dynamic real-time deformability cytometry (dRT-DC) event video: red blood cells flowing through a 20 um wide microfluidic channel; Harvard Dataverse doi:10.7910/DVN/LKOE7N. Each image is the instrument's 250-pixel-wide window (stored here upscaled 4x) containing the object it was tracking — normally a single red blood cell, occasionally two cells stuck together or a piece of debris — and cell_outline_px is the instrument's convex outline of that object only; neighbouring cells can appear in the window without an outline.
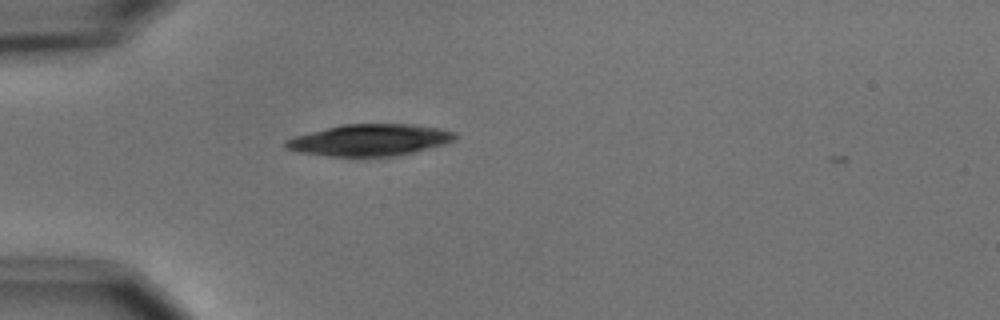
{"species": "common noctule bat (a hibernating species)", "species_latin": "Nyctalus noctula", "temperature_condition": "cold", "stored_images_in_passage": 1, "camera_frame_rate_fps": 3000, "um_per_image_px": 0.085, "animal": {"sex": "male", "body_mass_g": 15.6}, "frame": {"image": 1, "passage_image": 1, "time_ms": 0.0, "image_size_px": [1000, 320], "cell_outline_px": [[460, 136], [444, 144], [412, 152], [392, 156], [328, 156], [300, 152], [288, 148], [284, 144], [284, 140], [296, 136], [340, 124], [416, 124], [440, 128], [456, 132]], "centroid_in_image_um": [31.46, 11.89], "position_along_channel_um": 53.5, "area_um2": 31.04}}